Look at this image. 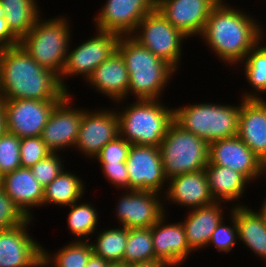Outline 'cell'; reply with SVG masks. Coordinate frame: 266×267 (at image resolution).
Segmentation results:
<instances>
[{"label": "cell", "instance_id": "b9f144b4", "mask_svg": "<svg viewBox=\"0 0 266 267\" xmlns=\"http://www.w3.org/2000/svg\"><path fill=\"white\" fill-rule=\"evenodd\" d=\"M126 267H169V266L162 261L154 260L151 262H139V263L126 264Z\"/></svg>", "mask_w": 266, "mask_h": 267}, {"label": "cell", "instance_id": "44dd1931", "mask_svg": "<svg viewBox=\"0 0 266 267\" xmlns=\"http://www.w3.org/2000/svg\"><path fill=\"white\" fill-rule=\"evenodd\" d=\"M164 190L163 198L181 207L190 210L208 205L214 202L210 193L209 184L205 170L184 173L169 178Z\"/></svg>", "mask_w": 266, "mask_h": 267}, {"label": "cell", "instance_id": "9a60e30c", "mask_svg": "<svg viewBox=\"0 0 266 267\" xmlns=\"http://www.w3.org/2000/svg\"><path fill=\"white\" fill-rule=\"evenodd\" d=\"M208 165L228 167L243 174L250 183L266 174V166L238 136L209 143Z\"/></svg>", "mask_w": 266, "mask_h": 267}, {"label": "cell", "instance_id": "e575fe53", "mask_svg": "<svg viewBox=\"0 0 266 267\" xmlns=\"http://www.w3.org/2000/svg\"><path fill=\"white\" fill-rule=\"evenodd\" d=\"M228 214H230L231 226L223 224L225 222L222 219L207 244V247L213 244L217 251L224 253L232 251L237 243L236 241H238L237 239H239L238 227L235 221V206H232Z\"/></svg>", "mask_w": 266, "mask_h": 267}, {"label": "cell", "instance_id": "d590c367", "mask_svg": "<svg viewBox=\"0 0 266 267\" xmlns=\"http://www.w3.org/2000/svg\"><path fill=\"white\" fill-rule=\"evenodd\" d=\"M52 153L41 136L20 138V163L23 168H31L38 161Z\"/></svg>", "mask_w": 266, "mask_h": 267}, {"label": "cell", "instance_id": "ab89813d", "mask_svg": "<svg viewBox=\"0 0 266 267\" xmlns=\"http://www.w3.org/2000/svg\"><path fill=\"white\" fill-rule=\"evenodd\" d=\"M101 170L109 183L116 188L129 190V175L126 168V162L118 163H100Z\"/></svg>", "mask_w": 266, "mask_h": 267}, {"label": "cell", "instance_id": "8992f818", "mask_svg": "<svg viewBox=\"0 0 266 267\" xmlns=\"http://www.w3.org/2000/svg\"><path fill=\"white\" fill-rule=\"evenodd\" d=\"M195 103L174 108V121L208 144L237 136L240 104Z\"/></svg>", "mask_w": 266, "mask_h": 267}, {"label": "cell", "instance_id": "ac0fdd59", "mask_svg": "<svg viewBox=\"0 0 266 267\" xmlns=\"http://www.w3.org/2000/svg\"><path fill=\"white\" fill-rule=\"evenodd\" d=\"M220 0H156L155 8L186 37L200 36Z\"/></svg>", "mask_w": 266, "mask_h": 267}, {"label": "cell", "instance_id": "7402d4cb", "mask_svg": "<svg viewBox=\"0 0 266 267\" xmlns=\"http://www.w3.org/2000/svg\"><path fill=\"white\" fill-rule=\"evenodd\" d=\"M86 82L113 102L122 103L128 95L129 74L121 54L114 52L93 71Z\"/></svg>", "mask_w": 266, "mask_h": 267}, {"label": "cell", "instance_id": "1f68e13d", "mask_svg": "<svg viewBox=\"0 0 266 267\" xmlns=\"http://www.w3.org/2000/svg\"><path fill=\"white\" fill-rule=\"evenodd\" d=\"M70 212L67 217L68 230L78 241H90L89 236L97 234L98 212L91 203H80L78 201L70 205ZM82 238V239H81ZM85 238V239H84Z\"/></svg>", "mask_w": 266, "mask_h": 267}, {"label": "cell", "instance_id": "e0dca14e", "mask_svg": "<svg viewBox=\"0 0 266 267\" xmlns=\"http://www.w3.org/2000/svg\"><path fill=\"white\" fill-rule=\"evenodd\" d=\"M67 93L52 110L41 138L52 153L74 148L82 121V109L72 106ZM71 146V147H70Z\"/></svg>", "mask_w": 266, "mask_h": 267}, {"label": "cell", "instance_id": "2e32d148", "mask_svg": "<svg viewBox=\"0 0 266 267\" xmlns=\"http://www.w3.org/2000/svg\"><path fill=\"white\" fill-rule=\"evenodd\" d=\"M32 220L0 230V267H42L43 246L27 231Z\"/></svg>", "mask_w": 266, "mask_h": 267}, {"label": "cell", "instance_id": "74e56055", "mask_svg": "<svg viewBox=\"0 0 266 267\" xmlns=\"http://www.w3.org/2000/svg\"><path fill=\"white\" fill-rule=\"evenodd\" d=\"M27 217L7 196L0 185V230L13 228L23 223Z\"/></svg>", "mask_w": 266, "mask_h": 267}, {"label": "cell", "instance_id": "836d02e7", "mask_svg": "<svg viewBox=\"0 0 266 267\" xmlns=\"http://www.w3.org/2000/svg\"><path fill=\"white\" fill-rule=\"evenodd\" d=\"M20 167V138L5 131L0 136V176Z\"/></svg>", "mask_w": 266, "mask_h": 267}, {"label": "cell", "instance_id": "603a6c76", "mask_svg": "<svg viewBox=\"0 0 266 267\" xmlns=\"http://www.w3.org/2000/svg\"><path fill=\"white\" fill-rule=\"evenodd\" d=\"M1 187L27 218H33L31 207H42L44 187L30 168H17L1 177Z\"/></svg>", "mask_w": 266, "mask_h": 267}, {"label": "cell", "instance_id": "ffe728a7", "mask_svg": "<svg viewBox=\"0 0 266 267\" xmlns=\"http://www.w3.org/2000/svg\"><path fill=\"white\" fill-rule=\"evenodd\" d=\"M237 136L266 166V101L242 99Z\"/></svg>", "mask_w": 266, "mask_h": 267}, {"label": "cell", "instance_id": "6da1fadb", "mask_svg": "<svg viewBox=\"0 0 266 267\" xmlns=\"http://www.w3.org/2000/svg\"><path fill=\"white\" fill-rule=\"evenodd\" d=\"M67 93L60 77L40 66L20 44L0 48V99L60 101Z\"/></svg>", "mask_w": 266, "mask_h": 267}, {"label": "cell", "instance_id": "f546056e", "mask_svg": "<svg viewBox=\"0 0 266 267\" xmlns=\"http://www.w3.org/2000/svg\"><path fill=\"white\" fill-rule=\"evenodd\" d=\"M42 248V267H85L93 254L89 241L75 240L53 255Z\"/></svg>", "mask_w": 266, "mask_h": 267}, {"label": "cell", "instance_id": "83f0119b", "mask_svg": "<svg viewBox=\"0 0 266 267\" xmlns=\"http://www.w3.org/2000/svg\"><path fill=\"white\" fill-rule=\"evenodd\" d=\"M83 180L75 173L62 170L61 173L46 187L42 206L55 204L68 207L76 201H80L85 193Z\"/></svg>", "mask_w": 266, "mask_h": 267}, {"label": "cell", "instance_id": "f35d334b", "mask_svg": "<svg viewBox=\"0 0 266 267\" xmlns=\"http://www.w3.org/2000/svg\"><path fill=\"white\" fill-rule=\"evenodd\" d=\"M131 143L118 136L115 140L108 142L95 156L99 163L126 162Z\"/></svg>", "mask_w": 266, "mask_h": 267}, {"label": "cell", "instance_id": "52a82bcc", "mask_svg": "<svg viewBox=\"0 0 266 267\" xmlns=\"http://www.w3.org/2000/svg\"><path fill=\"white\" fill-rule=\"evenodd\" d=\"M166 177L204 170L208 165L209 144L186 131L175 121L169 126L160 147Z\"/></svg>", "mask_w": 266, "mask_h": 267}, {"label": "cell", "instance_id": "7bdbcfd3", "mask_svg": "<svg viewBox=\"0 0 266 267\" xmlns=\"http://www.w3.org/2000/svg\"><path fill=\"white\" fill-rule=\"evenodd\" d=\"M108 261L103 260L101 257L92 254L85 267H107Z\"/></svg>", "mask_w": 266, "mask_h": 267}, {"label": "cell", "instance_id": "8fae6325", "mask_svg": "<svg viewBox=\"0 0 266 267\" xmlns=\"http://www.w3.org/2000/svg\"><path fill=\"white\" fill-rule=\"evenodd\" d=\"M58 102L36 99L3 100L6 131L19 138L41 136L43 128Z\"/></svg>", "mask_w": 266, "mask_h": 267}, {"label": "cell", "instance_id": "3957f363", "mask_svg": "<svg viewBox=\"0 0 266 267\" xmlns=\"http://www.w3.org/2000/svg\"><path fill=\"white\" fill-rule=\"evenodd\" d=\"M117 51L129 74L128 96L131 93L138 100H161V92L176 71L131 35L120 36Z\"/></svg>", "mask_w": 266, "mask_h": 267}, {"label": "cell", "instance_id": "8d00e7d4", "mask_svg": "<svg viewBox=\"0 0 266 267\" xmlns=\"http://www.w3.org/2000/svg\"><path fill=\"white\" fill-rule=\"evenodd\" d=\"M57 154L50 153L30 168L33 176L43 187L50 184L65 169L62 164L63 160H61L62 156Z\"/></svg>", "mask_w": 266, "mask_h": 267}, {"label": "cell", "instance_id": "9c48e42d", "mask_svg": "<svg viewBox=\"0 0 266 267\" xmlns=\"http://www.w3.org/2000/svg\"><path fill=\"white\" fill-rule=\"evenodd\" d=\"M96 32L97 34L94 37L85 40L84 43L79 44L73 50L70 49L69 44L66 63L60 76L61 85L68 93L70 92L65 85V78L80 74L87 81L93 71L117 51L119 34L100 30Z\"/></svg>", "mask_w": 266, "mask_h": 267}, {"label": "cell", "instance_id": "ee69618b", "mask_svg": "<svg viewBox=\"0 0 266 267\" xmlns=\"http://www.w3.org/2000/svg\"><path fill=\"white\" fill-rule=\"evenodd\" d=\"M6 131V120H5V108L3 100L0 99V136Z\"/></svg>", "mask_w": 266, "mask_h": 267}, {"label": "cell", "instance_id": "ba28073f", "mask_svg": "<svg viewBox=\"0 0 266 267\" xmlns=\"http://www.w3.org/2000/svg\"><path fill=\"white\" fill-rule=\"evenodd\" d=\"M131 36L178 71L182 59V42L188 37L170 24L156 8L145 15Z\"/></svg>", "mask_w": 266, "mask_h": 267}, {"label": "cell", "instance_id": "277c9868", "mask_svg": "<svg viewBox=\"0 0 266 267\" xmlns=\"http://www.w3.org/2000/svg\"><path fill=\"white\" fill-rule=\"evenodd\" d=\"M128 105L117 111L119 136L133 145L160 147L174 121V108L166 107L160 100L145 99Z\"/></svg>", "mask_w": 266, "mask_h": 267}, {"label": "cell", "instance_id": "7a4b0ae2", "mask_svg": "<svg viewBox=\"0 0 266 267\" xmlns=\"http://www.w3.org/2000/svg\"><path fill=\"white\" fill-rule=\"evenodd\" d=\"M220 0L212 9L200 35L222 62L241 63L260 41L263 29L254 16Z\"/></svg>", "mask_w": 266, "mask_h": 267}, {"label": "cell", "instance_id": "7c38bea8", "mask_svg": "<svg viewBox=\"0 0 266 267\" xmlns=\"http://www.w3.org/2000/svg\"><path fill=\"white\" fill-rule=\"evenodd\" d=\"M123 193L115 208L119 226L150 228L166 213L165 202L159 198L161 194L158 192L126 190Z\"/></svg>", "mask_w": 266, "mask_h": 267}, {"label": "cell", "instance_id": "d6986e66", "mask_svg": "<svg viewBox=\"0 0 266 267\" xmlns=\"http://www.w3.org/2000/svg\"><path fill=\"white\" fill-rule=\"evenodd\" d=\"M165 214L151 228L155 251V260L169 267L180 266L193 252L187 243L185 230L181 222L165 224Z\"/></svg>", "mask_w": 266, "mask_h": 267}, {"label": "cell", "instance_id": "f6af8a7d", "mask_svg": "<svg viewBox=\"0 0 266 267\" xmlns=\"http://www.w3.org/2000/svg\"><path fill=\"white\" fill-rule=\"evenodd\" d=\"M107 267H126V263L121 261V262H109Z\"/></svg>", "mask_w": 266, "mask_h": 267}, {"label": "cell", "instance_id": "f1b7e54d", "mask_svg": "<svg viewBox=\"0 0 266 267\" xmlns=\"http://www.w3.org/2000/svg\"><path fill=\"white\" fill-rule=\"evenodd\" d=\"M260 41L241 62L244 63L245 78L256 92L244 93L241 99H263L266 92V44ZM261 96V97H260Z\"/></svg>", "mask_w": 266, "mask_h": 267}, {"label": "cell", "instance_id": "484cf974", "mask_svg": "<svg viewBox=\"0 0 266 267\" xmlns=\"http://www.w3.org/2000/svg\"><path fill=\"white\" fill-rule=\"evenodd\" d=\"M204 170L214 201L234 203L243 196L247 184H250L243 174L228 167L207 165Z\"/></svg>", "mask_w": 266, "mask_h": 267}, {"label": "cell", "instance_id": "4dcf8cb0", "mask_svg": "<svg viewBox=\"0 0 266 267\" xmlns=\"http://www.w3.org/2000/svg\"><path fill=\"white\" fill-rule=\"evenodd\" d=\"M98 234L96 236L97 240H94L93 243L90 241L93 254L108 262L123 261L128 228L121 226L119 228H109L108 230L103 229Z\"/></svg>", "mask_w": 266, "mask_h": 267}, {"label": "cell", "instance_id": "30bf717a", "mask_svg": "<svg viewBox=\"0 0 266 267\" xmlns=\"http://www.w3.org/2000/svg\"><path fill=\"white\" fill-rule=\"evenodd\" d=\"M126 168L129 175V190L162 194L164 183H167L168 178L164 172L159 147L131 144Z\"/></svg>", "mask_w": 266, "mask_h": 267}, {"label": "cell", "instance_id": "cb8c5ba5", "mask_svg": "<svg viewBox=\"0 0 266 267\" xmlns=\"http://www.w3.org/2000/svg\"><path fill=\"white\" fill-rule=\"evenodd\" d=\"M222 203L214 201L211 204L189 210L188 216L185 217L186 220L181 221L187 243L192 251L207 247L212 233L224 217Z\"/></svg>", "mask_w": 266, "mask_h": 267}, {"label": "cell", "instance_id": "5bb4252c", "mask_svg": "<svg viewBox=\"0 0 266 267\" xmlns=\"http://www.w3.org/2000/svg\"><path fill=\"white\" fill-rule=\"evenodd\" d=\"M156 0H106L94 16L97 30L131 35L139 22L155 9Z\"/></svg>", "mask_w": 266, "mask_h": 267}, {"label": "cell", "instance_id": "d4e9b609", "mask_svg": "<svg viewBox=\"0 0 266 267\" xmlns=\"http://www.w3.org/2000/svg\"><path fill=\"white\" fill-rule=\"evenodd\" d=\"M235 206V221L239 241H242L255 255L266 261V221L264 216L250 206L240 203Z\"/></svg>", "mask_w": 266, "mask_h": 267}, {"label": "cell", "instance_id": "5b68a950", "mask_svg": "<svg viewBox=\"0 0 266 267\" xmlns=\"http://www.w3.org/2000/svg\"><path fill=\"white\" fill-rule=\"evenodd\" d=\"M65 17L36 20L33 28L20 40L21 47L42 67L59 77L64 69L71 30Z\"/></svg>", "mask_w": 266, "mask_h": 267}, {"label": "cell", "instance_id": "d6a6232c", "mask_svg": "<svg viewBox=\"0 0 266 267\" xmlns=\"http://www.w3.org/2000/svg\"><path fill=\"white\" fill-rule=\"evenodd\" d=\"M155 260V251L151 228L128 229L127 244L123 262L126 264L151 262Z\"/></svg>", "mask_w": 266, "mask_h": 267}, {"label": "cell", "instance_id": "60d3db41", "mask_svg": "<svg viewBox=\"0 0 266 267\" xmlns=\"http://www.w3.org/2000/svg\"><path fill=\"white\" fill-rule=\"evenodd\" d=\"M20 40L10 31L4 15L0 11V48L19 45Z\"/></svg>", "mask_w": 266, "mask_h": 267}, {"label": "cell", "instance_id": "bcb514c9", "mask_svg": "<svg viewBox=\"0 0 266 267\" xmlns=\"http://www.w3.org/2000/svg\"><path fill=\"white\" fill-rule=\"evenodd\" d=\"M262 207L258 210L265 218L266 221V197L265 200L263 201V204H261Z\"/></svg>", "mask_w": 266, "mask_h": 267}, {"label": "cell", "instance_id": "4316f807", "mask_svg": "<svg viewBox=\"0 0 266 267\" xmlns=\"http://www.w3.org/2000/svg\"><path fill=\"white\" fill-rule=\"evenodd\" d=\"M0 11L10 31L19 40L33 28L36 20L42 15L36 0H0Z\"/></svg>", "mask_w": 266, "mask_h": 267}, {"label": "cell", "instance_id": "4fadbf2b", "mask_svg": "<svg viewBox=\"0 0 266 267\" xmlns=\"http://www.w3.org/2000/svg\"><path fill=\"white\" fill-rule=\"evenodd\" d=\"M82 109V121L74 148L86 158H93L108 143L119 136L118 114L115 109Z\"/></svg>", "mask_w": 266, "mask_h": 267}]
</instances>
